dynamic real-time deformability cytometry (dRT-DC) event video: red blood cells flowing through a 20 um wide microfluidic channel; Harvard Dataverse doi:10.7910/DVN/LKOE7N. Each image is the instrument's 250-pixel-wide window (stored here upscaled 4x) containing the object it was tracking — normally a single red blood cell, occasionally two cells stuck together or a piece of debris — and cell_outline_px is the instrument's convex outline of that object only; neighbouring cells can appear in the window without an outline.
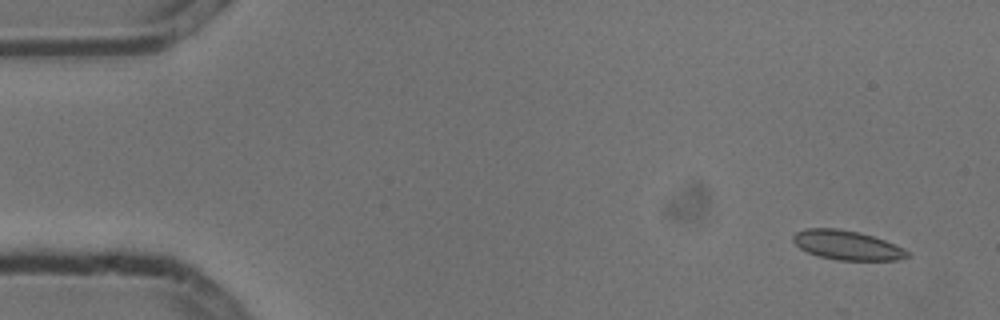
{"species": "common noctule bat (a hibernating species)", "species_latin": "Nyctalus noctula", "temperature_condition": "cold", "stored_images_in_passage": 4, "camera_frame_rate_fps": 3000, "um_per_image_px": 0.085, "animal": {"sex": "male", "body_mass_g": 13.3}, "frame": {"image": 1, "passage_image": 1, "time_ms": 0.0, "image_size_px": [1000, 320], "cell_outline_px": [[908, 256], [896, 260], [836, 260], [816, 256], [800, 248], [792, 240], [792, 236], [796, 232], [804, 228], [836, 228], [860, 232], [884, 240], [904, 248], [908, 252]], "centroid_in_image_um": [71.95, 20.83], "position_along_channel_um": 13.0, "area_um2": 19.54}}